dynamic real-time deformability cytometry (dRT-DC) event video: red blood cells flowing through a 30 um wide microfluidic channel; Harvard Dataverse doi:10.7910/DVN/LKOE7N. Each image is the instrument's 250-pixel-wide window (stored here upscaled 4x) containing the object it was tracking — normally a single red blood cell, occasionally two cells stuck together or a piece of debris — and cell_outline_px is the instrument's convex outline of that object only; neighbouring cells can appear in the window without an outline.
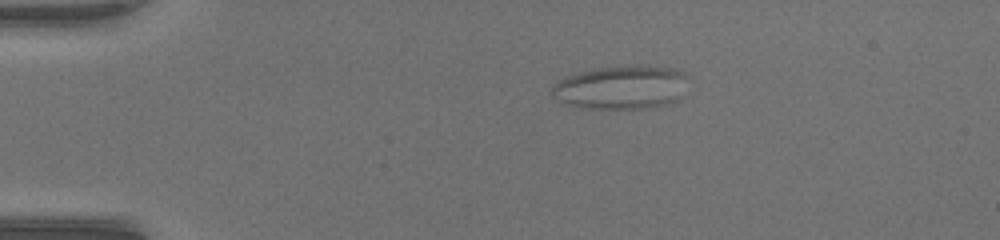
{"species": "common noctule bat (a hibernating species)", "species_latin": "Nyctalus noctula", "temperature_condition": "warm", "stored_images_in_passage": 42, "camera_frame_rate_fps": 3000, "um_per_image_px": 0.085, "animal": {"sex": "female", "body_mass_g": 17.0, "forearm_length_mm": 48.0}, "frame": {"image": 1, "passage_image": 1, "time_ms": 0.0, "image_size_px": [1000, 240], "cell_outline_px": [[688, 76], [676, 100], [668, 104], [644, 108], [580, 108], [556, 100], [548, 96], [548, 92], [560, 80], [568, 76], [580, 72], [600, 68], [632, 64], [636, 64], [672, 68], [684, 72]], "centroid_in_image_um": [52.75, 7.42], "position_along_channel_um": 32.2, "area_um2": 34.56}}
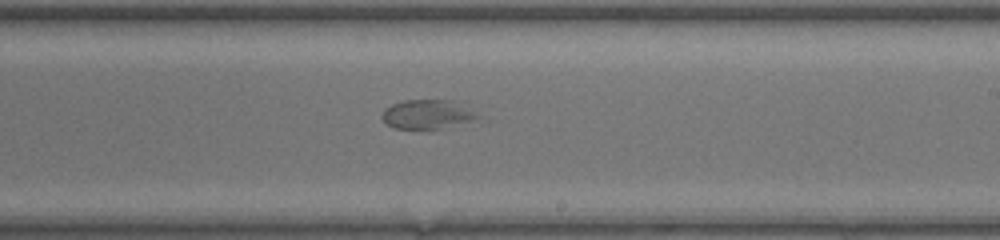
{"frame": {"image": 2, "passage_image": 22, "time_ms": 7.0, "image_size_px": [1000, 240], "cell_outline_px": [[480, 116], [468, 120], [428, 132], [392, 128], [380, 116], [384, 108], [392, 104], [404, 100], [460, 100]], "centroid_in_image_um": [36.26, 9.73], "position_along_channel_um": 252.7, "area_um2": 16.76}}
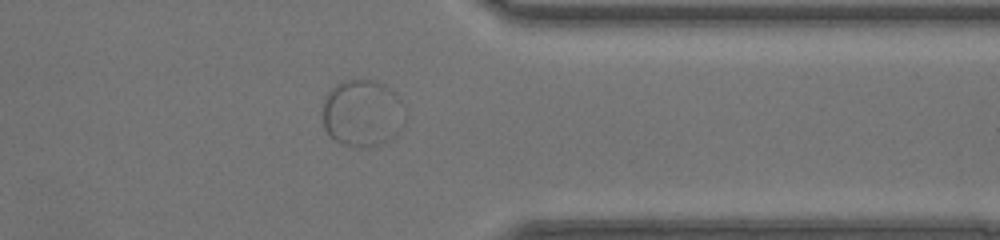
{"frame": {"image": 3, "passage_image": 32, "time_ms": 10.333, "image_size_px": [1000, 240], "cell_outline_px": [[408, 116], [400, 132], [396, 136], [372, 148], [352, 148], [336, 140], [324, 128], [324, 100], [328, 92], [336, 84], [344, 80], [372, 80], [384, 84], [400, 100]], "centroid_in_image_um": [30.85, 9.65], "position_along_channel_um": 380.5, "area_um2": 32.54}}